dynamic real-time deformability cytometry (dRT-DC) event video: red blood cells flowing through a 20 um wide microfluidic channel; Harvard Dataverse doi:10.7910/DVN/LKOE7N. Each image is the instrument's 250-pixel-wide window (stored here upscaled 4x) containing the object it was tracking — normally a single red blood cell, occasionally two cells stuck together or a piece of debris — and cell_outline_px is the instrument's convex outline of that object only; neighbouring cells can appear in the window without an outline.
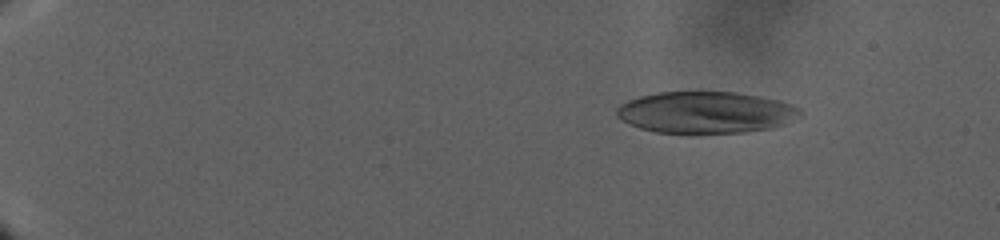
{"species": "human", "species_latin": "Homo sapiens", "temperature_condition": "warm", "stored_images_in_passage": 80, "camera_frame_rate_fps": 3000, "um_per_image_px": 0.085, "donor": {"sex": "male"}, "frame": {"image": 1, "passage_image": 15, "time_ms": 7.667, "image_size_px": [1000, 240], "cell_outline_px": [[804, 112], [800, 116], [784, 124], [772, 128], [744, 132], [656, 132], [640, 128], [628, 124], [620, 120], [616, 116], [616, 108], [620, 104], [628, 100], [640, 96], [656, 92], [736, 92], [760, 96], [780, 100], [792, 104], [800, 108]], "centroid_in_image_um": [59.99, 9.54], "position_along_channel_um": 25.0, "area_um2": 44.62}}
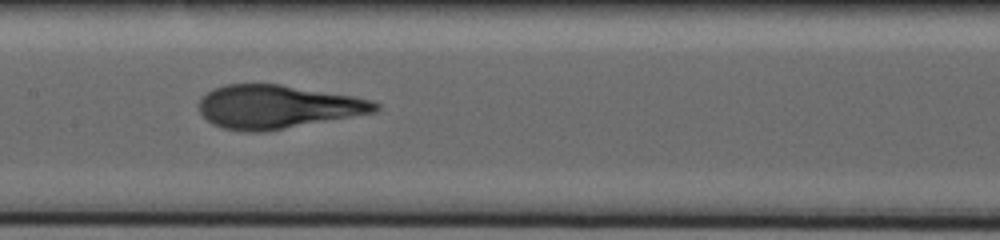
{"frame": {"image": 2, "passage_image": 50, "time_ms": 27.667, "image_size_px": [1000, 240], "cell_outline_px": [[380, 108], [376, 112], [264, 132], [248, 132], [220, 128], [212, 124], [200, 112], [200, 96], [212, 88], [224, 84], [280, 84], [352, 96], [372, 100], [380, 104]], "centroid_in_image_um": [23.55, 9.08], "position_along_channel_um": 183.9, "area_um2": 44.68}}
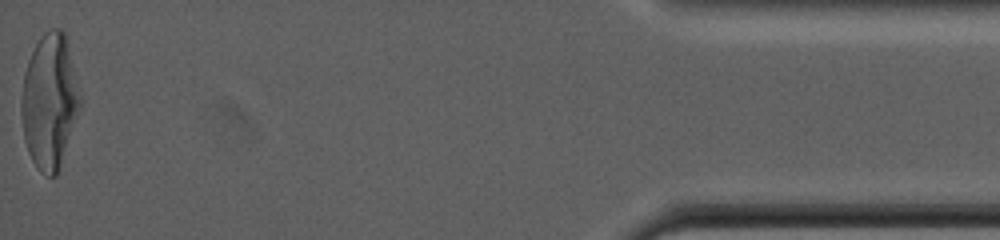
{"frame": {"image": 3, "passage_image": 80, "time_ms": 48.333, "image_size_px": [1000, 240], "cell_outline_px": [[80, 108], [56, 176], [44, 176], [36, 168], [28, 152], [24, 140], [20, 112], [20, 100], [24, 72], [28, 60], [36, 44], [44, 32], [48, 28], [60, 28], [64, 32], [80, 88]], "centroid_in_image_um": [4.19, 8.61], "position_along_channel_um": 431.0, "area_um2": 46.24}}